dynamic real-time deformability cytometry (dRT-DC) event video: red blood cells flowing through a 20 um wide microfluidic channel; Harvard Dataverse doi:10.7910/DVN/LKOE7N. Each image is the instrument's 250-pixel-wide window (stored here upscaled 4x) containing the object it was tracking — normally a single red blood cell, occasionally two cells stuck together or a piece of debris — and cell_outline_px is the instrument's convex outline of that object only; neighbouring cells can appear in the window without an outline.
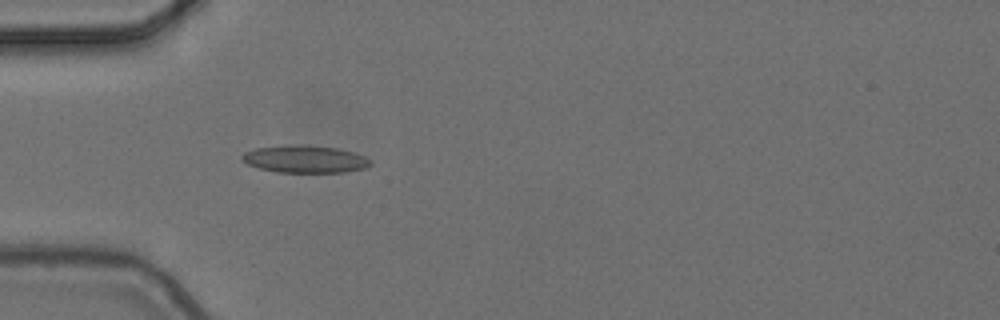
{"species": "common noctule bat (a hibernating species)", "species_latin": "Nyctalus noctula", "temperature_condition": "cold", "stored_images_in_passage": 5, "camera_frame_rate_fps": 3000, "um_per_image_px": 0.085, "animal": {"sex": "female", "body_mass_g": 24.6, "forearm_length_mm": 56.2}, "frame": {"image": 1, "passage_image": 5, "time_ms": 1.333, "image_size_px": [1000, 320], "cell_outline_px": [[372, 164], [364, 168], [344, 172], [276, 172], [260, 168], [248, 164], [240, 160], [240, 156], [244, 152], [256, 148], [288, 144], [300, 144], [336, 148], [352, 152], [364, 156], [372, 160]], "centroid_in_image_um": [25.89, 13.51], "position_along_channel_um": 59.1, "area_um2": 20.58}}